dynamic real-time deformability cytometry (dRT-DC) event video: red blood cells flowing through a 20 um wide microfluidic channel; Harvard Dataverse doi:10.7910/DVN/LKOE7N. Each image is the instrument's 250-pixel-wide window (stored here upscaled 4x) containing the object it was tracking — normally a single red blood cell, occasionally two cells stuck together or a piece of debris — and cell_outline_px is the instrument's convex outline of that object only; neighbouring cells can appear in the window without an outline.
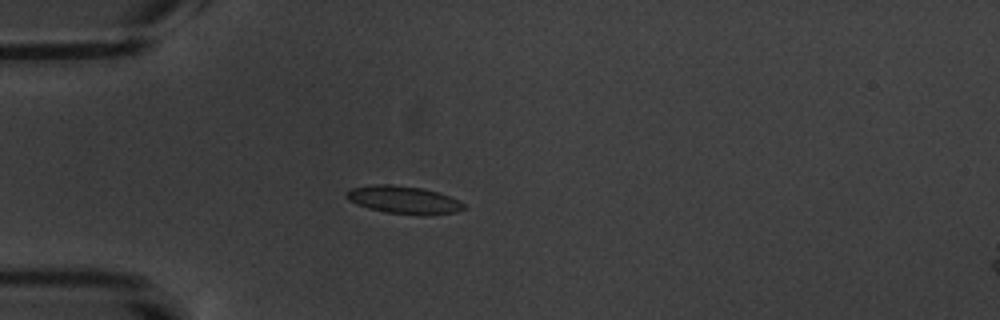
{"species": "common noctule bat (a hibernating species)", "species_latin": "Nyctalus noctula", "temperature_condition": "warm", "stored_images_in_passage": 8, "camera_frame_rate_fps": 3000, "um_per_image_px": 0.085, "animal": {"sex": "male", "body_mass_g": 20.1, "forearm_length_mm": 53.5}, "frame": {"image": 1, "passage_image": 6, "time_ms": 5.667, "image_size_px": [1000, 320], "cell_outline_px": [[468, 208], [456, 212], [424, 216], [420, 216], [384, 212], [368, 208], [356, 204], [348, 200], [344, 196], [344, 192], [352, 188], [372, 184], [392, 184], [424, 188], [440, 192], [460, 200]], "centroid_in_image_um": [34.33, 16.99], "position_along_channel_um": 50.7, "area_um2": 19.59}}